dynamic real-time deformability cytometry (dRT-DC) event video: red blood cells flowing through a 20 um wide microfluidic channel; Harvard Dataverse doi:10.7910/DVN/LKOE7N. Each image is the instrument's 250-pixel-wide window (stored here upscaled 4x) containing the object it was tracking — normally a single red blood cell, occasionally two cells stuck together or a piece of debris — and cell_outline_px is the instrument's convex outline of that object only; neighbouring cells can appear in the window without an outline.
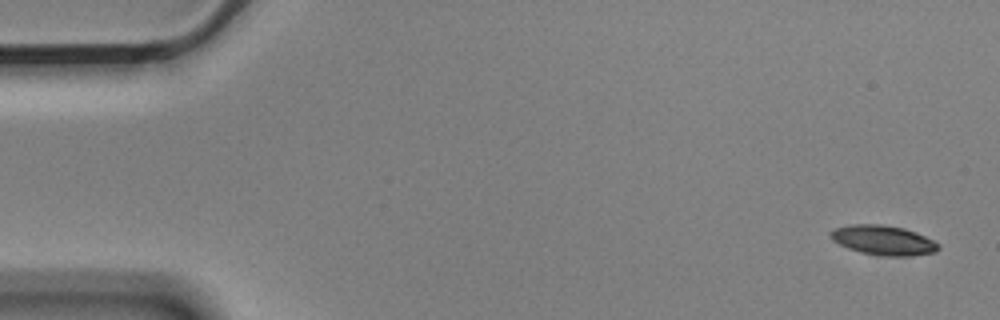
{"species": "Egyptian fruit bat (a non-hibernating species)", "species_latin": "Rousettus aegyptiacus", "temperature_condition": "cold", "stored_images_in_passage": 5, "segment_of_instrument_passage": [1, 2], "camera_frame_rate_fps": 3000, "um_per_image_px": 0.085, "animal": {"sex": "male"}, "frame": {"image": 1, "passage_image": 1, "time_ms": 0.0, "image_size_px": [1000, 320], "cell_outline_px": [[940, 248], [936, 252], [908, 256], [884, 256], [860, 252], [848, 248], [832, 240], [828, 232], [836, 228], [852, 224], [884, 224], [904, 228], [916, 232], [940, 244]], "centroid_in_image_um": [75.08, 20.41], "position_along_channel_um": 9.9, "area_um2": 18.67}}
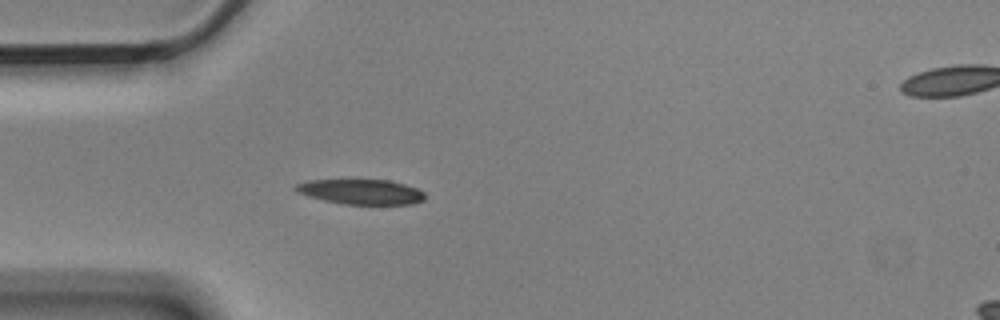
{"frame": {"image": 2, "passage_image": 4, "time_ms": 1.0, "image_size_px": [1000, 320], "cell_outline_px": [[424, 200], [412, 204], [344, 204], [324, 200], [308, 196], [296, 192], [292, 188], [296, 184], [308, 180], [388, 180], [404, 184], [416, 188], [424, 192]], "centroid_in_image_um": [30.66, 16.3], "position_along_channel_um": 54.3, "area_um2": 18.79}}